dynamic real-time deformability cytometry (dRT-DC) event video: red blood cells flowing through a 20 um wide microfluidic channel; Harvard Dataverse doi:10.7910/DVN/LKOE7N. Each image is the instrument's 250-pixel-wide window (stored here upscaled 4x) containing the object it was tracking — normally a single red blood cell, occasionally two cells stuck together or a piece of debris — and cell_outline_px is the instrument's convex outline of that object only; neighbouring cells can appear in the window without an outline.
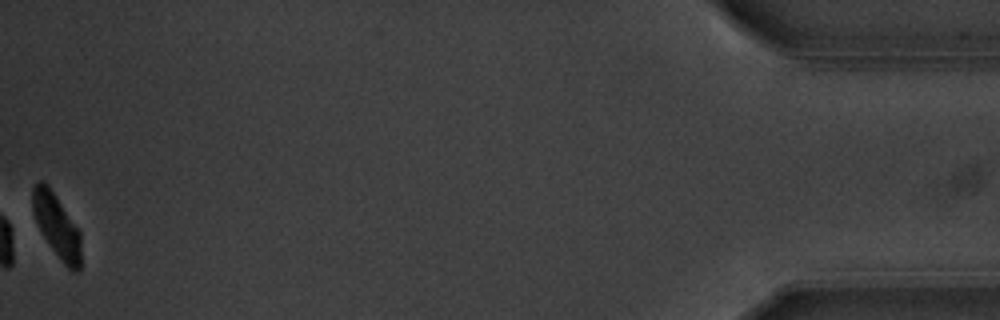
{"species": "common noctule bat (a hibernating species)", "species_latin": "Nyctalus noctula", "temperature_condition": "warm", "stored_images_in_passage": 57, "camera_frame_rate_fps": 3000, "um_per_image_px": 0.085, "animal": {"sex": "male", "body_mass_g": 20.1, "forearm_length_mm": 53.5}, "frame": {"image": 1, "passage_image": 57, "time_ms": 18.667, "image_size_px": [1000, 320], "cell_outline_px": [[80, 272], [72, 272], [64, 264], [52, 248], [44, 236], [32, 212], [32, 188], [40, 180], [48, 184], [80, 232]], "centroid_in_image_um": [4.82, 19.19], "position_along_channel_um": 430.4, "area_um2": 17.57}, "authors_computed_cell_mechanics": {"area_um2": 21.0392, "velocity_mm_per_s": 3.5881, "shape_relaxation_time_tau1_ms": 5.4141, "shape_relaxation_time_tau2_ms": null, "deformation_change_tau1": 0.2016, "deformation_change_tau2": null}}